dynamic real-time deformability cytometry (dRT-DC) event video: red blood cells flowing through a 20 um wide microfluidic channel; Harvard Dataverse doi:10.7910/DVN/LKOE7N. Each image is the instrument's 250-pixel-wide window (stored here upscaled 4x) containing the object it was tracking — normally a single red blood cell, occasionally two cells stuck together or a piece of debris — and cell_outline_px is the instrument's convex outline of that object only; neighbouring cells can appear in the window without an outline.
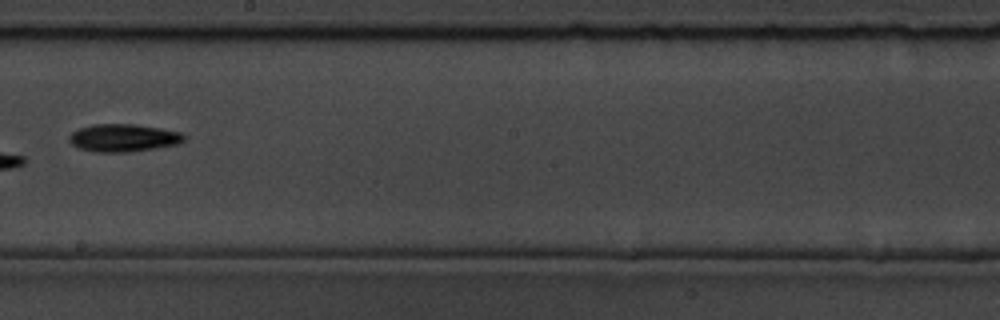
{"species": "common noctule bat (a hibernating species)", "species_latin": "Nyctalus noctula", "temperature_condition": "room temperature", "stored_images_in_passage": 14, "camera_frame_rate_fps": 3000, "um_per_image_px": 0.085, "animal": {"sex": "male", "body_mass_g": 19.5, "forearm_length_mm": 54.6}, "frame": {"image": 1, "passage_image": 8, "time_ms": 9.0, "image_size_px": [1000, 320], "cell_outline_px": [[188, 136], [180, 144], [156, 148], [128, 152], [96, 152], [76, 148], [68, 140], [68, 136], [72, 132], [80, 128], [92, 124], [136, 124], [160, 128], [180, 132]], "centroid_in_image_um": [10.49, 11.72], "position_along_channel_um": 237.7, "area_um2": 18.79}}
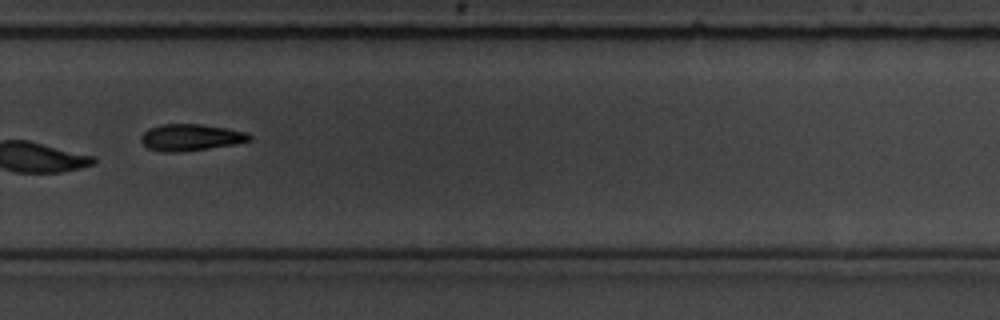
{"frame": {"image": 2, "passage_image": 10, "time_ms": 11.0, "image_size_px": [1000, 320], "cell_outline_px": [[252, 140], [232, 144], [208, 148], [180, 152], [160, 152], [148, 148], [140, 140], [140, 136], [148, 128], [160, 124], [200, 124], [224, 128], [244, 132], [252, 136]], "centroid_in_image_um": [16.14, 11.68], "position_along_channel_um": 313.7, "area_um2": 16.7}}
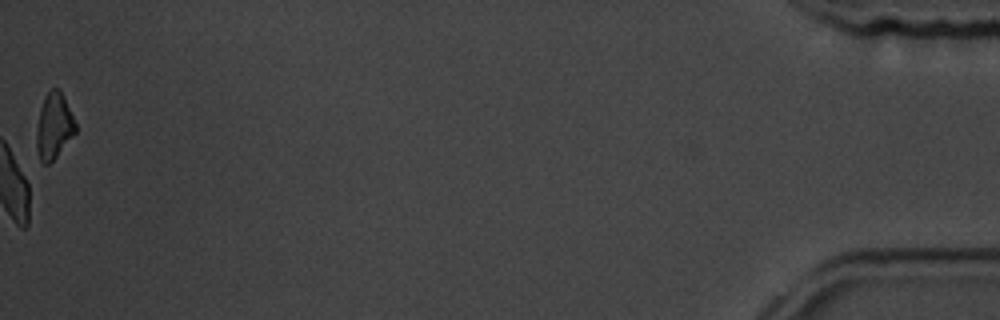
{"frame": {"image": 3, "passage_image": 14, "time_ms": 16.667, "image_size_px": [1000, 320], "cell_outline_px": [[76, 132], [56, 156], [48, 164], [44, 164], [40, 160], [36, 148], [36, 132], [40, 108], [44, 96], [52, 88], [60, 88], [76, 124]], "centroid_in_image_um": [4.57, 10.69], "position_along_channel_um": 430.6, "area_um2": 14.85}, "authors_computed_cell_mechanics": {"area_um2": 17.918, "velocity_mm_per_s": 3.7858, "shape_relaxation_time_tau1_ms": 3.7396, "shape_relaxation_time_tau2_ms": null, "deformation_change_tau1": 0.0735, "deformation_change_tau2": null}}